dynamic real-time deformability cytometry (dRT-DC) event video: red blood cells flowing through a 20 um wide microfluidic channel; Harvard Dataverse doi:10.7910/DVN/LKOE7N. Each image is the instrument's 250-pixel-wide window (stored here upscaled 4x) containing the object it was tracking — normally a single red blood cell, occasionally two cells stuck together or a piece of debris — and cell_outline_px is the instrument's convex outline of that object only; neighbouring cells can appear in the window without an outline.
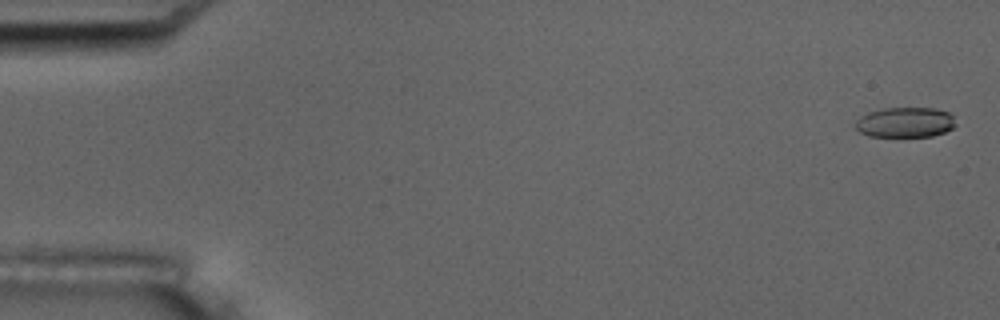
{"species": "common noctule bat (a hibernating species)", "species_latin": "Nyctalus noctula", "temperature_condition": "room temperature", "stored_images_in_passage": 17, "camera_frame_rate_fps": 3000, "um_per_image_px": 0.085, "animal": {"sex": "male", "body_mass_g": 17.5, "forearm_length_mm": 52.3}, "frame": {"image": 1, "passage_image": 1, "time_ms": 0.0, "image_size_px": [1000, 320], "cell_outline_px": [[956, 124], [952, 128], [944, 132], [932, 136], [868, 136], [860, 132], [856, 128], [856, 120], [860, 116], [868, 112], [884, 108], [932, 108], [948, 112], [952, 116]], "centroid_in_image_um": [76.92, 10.39], "position_along_channel_um": 8.1, "area_um2": 17.51}, "authors_computed_cell_mechanics": {"area_um2": 19.5364, "velocity_mm_per_s": 3.5674, "shape_relaxation_time_tau1_ms": 3.6541, "shape_relaxation_time_tau2_ms": 1.5018, "deformation_change_tau1": 0.1111, "deformation_change_tau2": 0.0606}}